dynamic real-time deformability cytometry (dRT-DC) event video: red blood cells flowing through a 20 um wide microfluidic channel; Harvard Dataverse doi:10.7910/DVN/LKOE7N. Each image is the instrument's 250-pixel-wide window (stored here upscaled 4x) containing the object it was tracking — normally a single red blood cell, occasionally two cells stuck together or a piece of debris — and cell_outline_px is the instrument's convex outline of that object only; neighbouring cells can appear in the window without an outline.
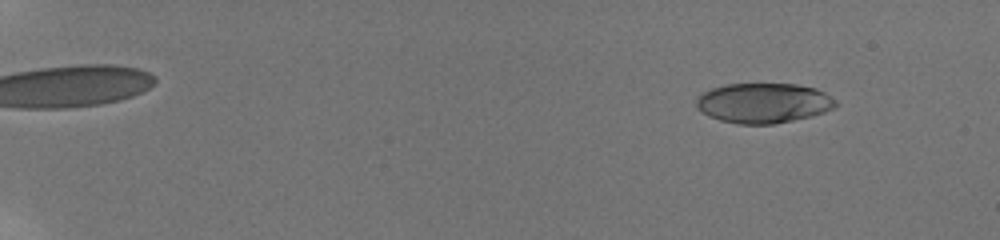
{"species": "human", "species_latin": "Homo sapiens", "temperature_condition": "room temperature", "stored_images_in_passage": 49, "camera_frame_rate_fps": 3000, "um_per_image_px": 0.085, "donor": {"sex": "male"}, "frame": {"image": 1, "passage_image": 6, "time_ms": 2.0, "image_size_px": [1000, 240], "cell_outline_px": [[836, 104], [832, 108], [824, 112], [792, 120], [772, 124], [736, 124], [720, 120], [704, 112], [696, 104], [696, 100], [704, 92], [712, 88], [728, 84], [796, 84], [816, 88], [824, 92], [836, 100]], "centroid_in_image_um": [64.92, 8.75], "position_along_channel_um": 20.1, "area_um2": 31.96}}
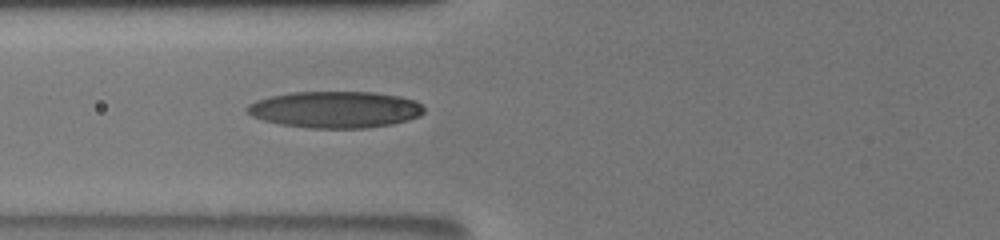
{"frame": {"image": 2, "passage_image": 22, "time_ms": 8.667, "image_size_px": [1000, 240], "cell_outline_px": [[424, 112], [420, 116], [408, 120], [392, 124], [368, 128], [308, 128], [280, 124], [264, 120], [252, 116], [244, 108], [248, 104], [256, 100], [272, 96], [292, 92], [372, 92], [400, 96], [416, 100], [424, 108]], "centroid_in_image_um": [28.51, 9.31], "position_along_channel_um": 97.3, "area_um2": 37.86}}
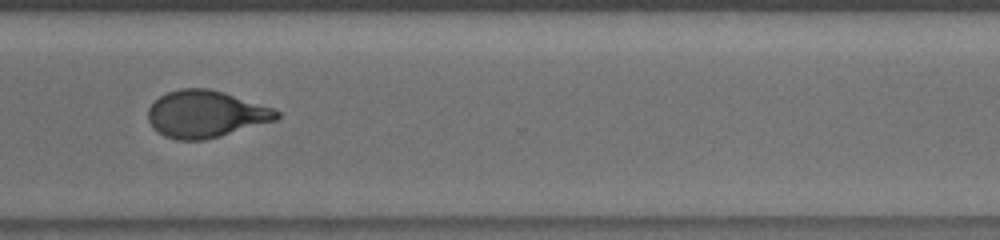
{"frame": {"image": 3, "passage_image": 41, "time_ms": 15.333, "image_size_px": [1000, 240], "cell_outline_px": [[280, 116], [276, 120], [220, 136], [204, 140], [176, 140], [164, 136], [148, 120], [148, 108], [160, 96], [168, 92], [180, 88], [208, 88], [224, 92], [272, 108], [280, 112]], "centroid_in_image_um": [17.48, 9.69], "position_along_channel_um": 353.1, "area_um2": 34.91}, "authors_computed_cell_mechanics": {"area_um2": 34.969, "velocity_mm_per_s": 3.8439, "shape_relaxation_time_tau1_ms": 4.5326, "shape_relaxation_time_tau2_ms": 1.4091, "deformation_change_tau1": 0.1959, "deformation_change_tau2": 0.0746}}